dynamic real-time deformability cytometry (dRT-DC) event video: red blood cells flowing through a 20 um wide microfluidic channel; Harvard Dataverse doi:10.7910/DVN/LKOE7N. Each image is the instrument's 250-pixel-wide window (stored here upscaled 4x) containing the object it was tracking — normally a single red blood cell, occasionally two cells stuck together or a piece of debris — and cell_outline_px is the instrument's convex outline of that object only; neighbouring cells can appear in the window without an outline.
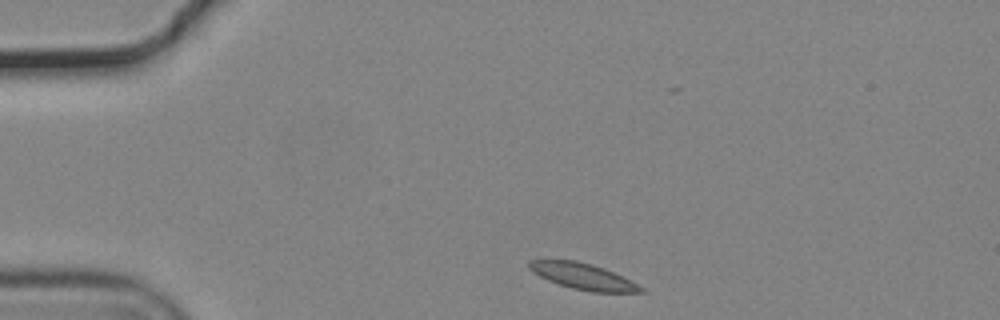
{"species": "common noctule bat (a hibernating species)", "species_latin": "Nyctalus noctula", "temperature_condition": "cold", "stored_images_in_passage": 43, "camera_frame_rate_fps": 3000, "um_per_image_px": 0.085, "animal": {"sex": "male", "body_mass_g": 19.2, "forearm_length_mm": 51.8}, "frame": {"image": 1, "passage_image": 2, "time_ms": 0.333, "image_size_px": [1000, 320], "cell_outline_px": [[648, 292], [592, 292], [572, 288], [548, 280], [532, 272], [528, 268], [528, 260], [576, 260], [592, 264], [604, 268], [644, 288]], "centroid_in_image_um": [49.52, 23.48], "position_along_channel_um": 35.5, "area_um2": 16.76}}
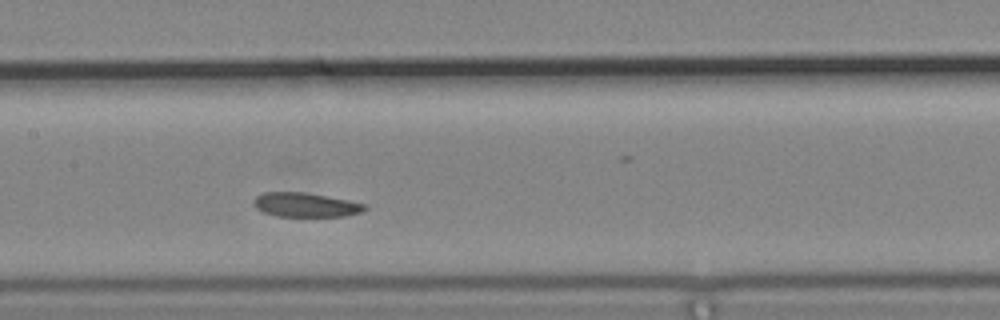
{"frame": {"image": 2, "passage_image": 18, "time_ms": 5.667, "image_size_px": [1000, 320], "cell_outline_px": [[368, 208], [360, 212], [344, 216], [276, 216], [264, 212], [256, 208], [252, 200], [260, 192], [304, 192], [348, 200], [368, 204]], "centroid_in_image_um": [25.96, 17.4], "position_along_channel_um": 181.4, "area_um2": 15.72}}
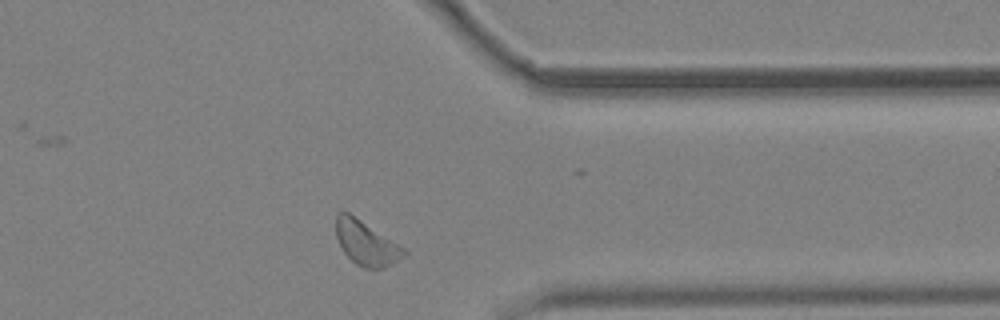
{"frame": {"image": 3, "passage_image": 35, "time_ms": 11.333, "image_size_px": [1000, 320], "cell_outline_px": [[408, 252], [404, 256], [392, 264], [384, 268], [364, 268], [356, 264], [344, 252], [336, 236], [336, 216], [340, 212], [348, 212], [404, 248]], "centroid_in_image_um": [31.12, 20.68], "position_along_channel_um": 380.3, "area_um2": 17.11}, "authors_computed_cell_mechanics": {"area_um2": 16.7042, "velocity_mm_per_s": 3.637, "shape_relaxation_time_tau1_ms": 5.698, "shape_relaxation_time_tau2_ms": 9.688, "deformation_change_tau1": 0.0785, "deformation_change_tau2": 0.1274}}